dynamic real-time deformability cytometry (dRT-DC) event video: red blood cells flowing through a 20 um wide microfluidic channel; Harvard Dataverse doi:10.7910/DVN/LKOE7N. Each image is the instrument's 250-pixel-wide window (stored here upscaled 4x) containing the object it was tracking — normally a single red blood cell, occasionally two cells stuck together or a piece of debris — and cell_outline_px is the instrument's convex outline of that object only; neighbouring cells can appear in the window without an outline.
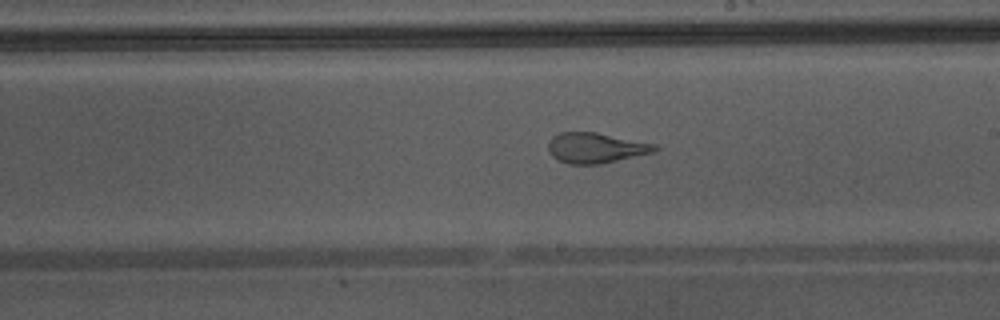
{"species": "Egyptian fruit bat (a non-hibernating species)", "species_latin": "Rousettus aegyptiacus", "temperature_condition": "warm", "stored_images_in_passage": 26, "camera_frame_rate_fps": 3000, "um_per_image_px": 0.085, "animal": {"sex": "male"}, "frame": {"image": 1, "passage_image": 15, "time_ms": 4.667, "image_size_px": [1000, 320], "cell_outline_px": [[660, 148], [656, 152], [600, 164], [568, 164], [552, 156], [548, 148], [548, 144], [552, 136], [560, 132], [596, 132], [656, 144]], "centroid_in_image_um": [50.67, 12.57], "position_along_channel_um": 238.3, "area_um2": 18.9}}